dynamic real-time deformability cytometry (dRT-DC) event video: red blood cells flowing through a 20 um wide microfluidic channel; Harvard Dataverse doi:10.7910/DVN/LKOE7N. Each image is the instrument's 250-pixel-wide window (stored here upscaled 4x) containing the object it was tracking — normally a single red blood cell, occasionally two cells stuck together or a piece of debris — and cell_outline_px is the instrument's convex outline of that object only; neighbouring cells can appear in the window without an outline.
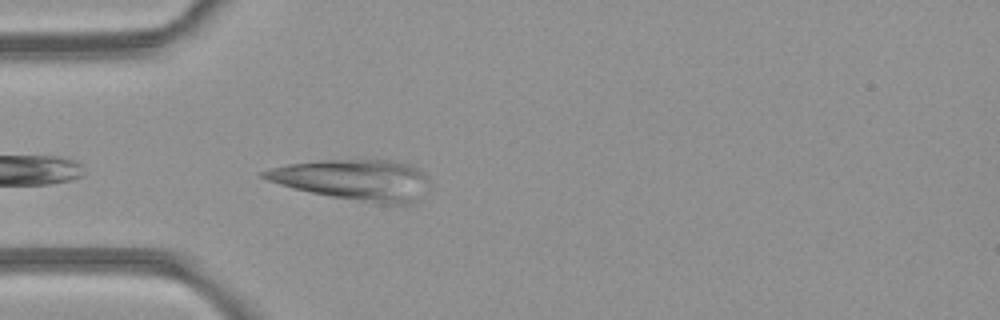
{"species": "common noctule bat (a hibernating species)", "species_latin": "Nyctalus noctula", "temperature_condition": "room temperature", "stored_images_in_passage": 2, "camera_frame_rate_fps": 3000, "um_per_image_px": 0.085, "animal": {"sex": "female", "body_mass_g": 21.9}, "frame": {"image": 1, "passage_image": 2, "time_ms": 1.0, "image_size_px": [1000, 320], "cell_outline_px": [[428, 184], [412, 204], [376, 204], [332, 196], [312, 192], [280, 184], [268, 180], [260, 176], [260, 172], [268, 168], [288, 164], [320, 160], [392, 160], [412, 164], [428, 176]], "centroid_in_image_um": [30.1, 15.27], "position_along_channel_um": 54.9, "area_um2": 39.07}}